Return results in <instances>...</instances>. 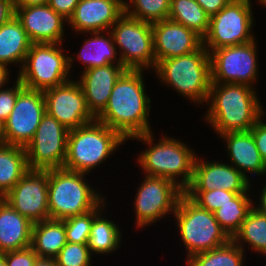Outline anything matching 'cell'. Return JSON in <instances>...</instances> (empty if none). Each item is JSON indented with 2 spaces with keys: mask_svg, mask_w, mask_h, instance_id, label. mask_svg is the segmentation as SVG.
<instances>
[{
  "mask_svg": "<svg viewBox=\"0 0 266 266\" xmlns=\"http://www.w3.org/2000/svg\"><path fill=\"white\" fill-rule=\"evenodd\" d=\"M144 70L126 69L116 81L104 110L96 117L127 141L150 133L151 98L146 92Z\"/></svg>",
  "mask_w": 266,
  "mask_h": 266,
  "instance_id": "cell-1",
  "label": "cell"
},
{
  "mask_svg": "<svg viewBox=\"0 0 266 266\" xmlns=\"http://www.w3.org/2000/svg\"><path fill=\"white\" fill-rule=\"evenodd\" d=\"M205 105L203 120L218 136L248 131L266 113L256 88L246 84L211 83Z\"/></svg>",
  "mask_w": 266,
  "mask_h": 266,
  "instance_id": "cell-2",
  "label": "cell"
},
{
  "mask_svg": "<svg viewBox=\"0 0 266 266\" xmlns=\"http://www.w3.org/2000/svg\"><path fill=\"white\" fill-rule=\"evenodd\" d=\"M154 136L151 131L130 138L146 145V148L138 153L137 166L144 175L164 177L185 191L193 179L197 152L177 137L163 134L156 142Z\"/></svg>",
  "mask_w": 266,
  "mask_h": 266,
  "instance_id": "cell-3",
  "label": "cell"
},
{
  "mask_svg": "<svg viewBox=\"0 0 266 266\" xmlns=\"http://www.w3.org/2000/svg\"><path fill=\"white\" fill-rule=\"evenodd\" d=\"M153 71L160 83L172 87L189 103L192 101L197 107L207 103L212 83L211 61L203 45L197 51L157 62Z\"/></svg>",
  "mask_w": 266,
  "mask_h": 266,
  "instance_id": "cell-4",
  "label": "cell"
},
{
  "mask_svg": "<svg viewBox=\"0 0 266 266\" xmlns=\"http://www.w3.org/2000/svg\"><path fill=\"white\" fill-rule=\"evenodd\" d=\"M87 173L56 168L48 170V210L50 219L64 220L97 208L105 196L86 182ZM98 191V192H97Z\"/></svg>",
  "mask_w": 266,
  "mask_h": 266,
  "instance_id": "cell-5",
  "label": "cell"
},
{
  "mask_svg": "<svg viewBox=\"0 0 266 266\" xmlns=\"http://www.w3.org/2000/svg\"><path fill=\"white\" fill-rule=\"evenodd\" d=\"M126 141L118 131L98 120L71 129L63 168L87 173L89 176L93 169L101 167Z\"/></svg>",
  "mask_w": 266,
  "mask_h": 266,
  "instance_id": "cell-6",
  "label": "cell"
},
{
  "mask_svg": "<svg viewBox=\"0 0 266 266\" xmlns=\"http://www.w3.org/2000/svg\"><path fill=\"white\" fill-rule=\"evenodd\" d=\"M173 215L187 259L216 249L231 240L215 219L214 213L200 208L185 194L179 198Z\"/></svg>",
  "mask_w": 266,
  "mask_h": 266,
  "instance_id": "cell-7",
  "label": "cell"
},
{
  "mask_svg": "<svg viewBox=\"0 0 266 266\" xmlns=\"http://www.w3.org/2000/svg\"><path fill=\"white\" fill-rule=\"evenodd\" d=\"M63 43H32L17 78L25 88L46 91L72 78ZM64 49V50H63Z\"/></svg>",
  "mask_w": 266,
  "mask_h": 266,
  "instance_id": "cell-8",
  "label": "cell"
},
{
  "mask_svg": "<svg viewBox=\"0 0 266 266\" xmlns=\"http://www.w3.org/2000/svg\"><path fill=\"white\" fill-rule=\"evenodd\" d=\"M251 0H231L218 13L210 16L209 27L202 39L204 48L212 50L242 45L255 40Z\"/></svg>",
  "mask_w": 266,
  "mask_h": 266,
  "instance_id": "cell-9",
  "label": "cell"
},
{
  "mask_svg": "<svg viewBox=\"0 0 266 266\" xmlns=\"http://www.w3.org/2000/svg\"><path fill=\"white\" fill-rule=\"evenodd\" d=\"M122 65L130 70L152 71L156 65L152 24L138 20L125 12L111 27Z\"/></svg>",
  "mask_w": 266,
  "mask_h": 266,
  "instance_id": "cell-10",
  "label": "cell"
},
{
  "mask_svg": "<svg viewBox=\"0 0 266 266\" xmlns=\"http://www.w3.org/2000/svg\"><path fill=\"white\" fill-rule=\"evenodd\" d=\"M133 207L135 226L149 228L157 221L167 219L175 213L179 198L184 191L174 182L164 177L144 176L142 183L137 187Z\"/></svg>",
  "mask_w": 266,
  "mask_h": 266,
  "instance_id": "cell-11",
  "label": "cell"
},
{
  "mask_svg": "<svg viewBox=\"0 0 266 266\" xmlns=\"http://www.w3.org/2000/svg\"><path fill=\"white\" fill-rule=\"evenodd\" d=\"M257 40L242 45L222 47L212 50V83L246 84L256 88L259 78Z\"/></svg>",
  "mask_w": 266,
  "mask_h": 266,
  "instance_id": "cell-12",
  "label": "cell"
},
{
  "mask_svg": "<svg viewBox=\"0 0 266 266\" xmlns=\"http://www.w3.org/2000/svg\"><path fill=\"white\" fill-rule=\"evenodd\" d=\"M69 129L45 113L32 141L25 147L31 170L62 168L67 156Z\"/></svg>",
  "mask_w": 266,
  "mask_h": 266,
  "instance_id": "cell-13",
  "label": "cell"
},
{
  "mask_svg": "<svg viewBox=\"0 0 266 266\" xmlns=\"http://www.w3.org/2000/svg\"><path fill=\"white\" fill-rule=\"evenodd\" d=\"M45 113L43 92L24 88L18 94L16 104L4 123L7 145L25 148L32 141Z\"/></svg>",
  "mask_w": 266,
  "mask_h": 266,
  "instance_id": "cell-14",
  "label": "cell"
},
{
  "mask_svg": "<svg viewBox=\"0 0 266 266\" xmlns=\"http://www.w3.org/2000/svg\"><path fill=\"white\" fill-rule=\"evenodd\" d=\"M43 95L46 113L69 130L96 120V117L88 109L79 82L74 78L62 85L43 91Z\"/></svg>",
  "mask_w": 266,
  "mask_h": 266,
  "instance_id": "cell-15",
  "label": "cell"
},
{
  "mask_svg": "<svg viewBox=\"0 0 266 266\" xmlns=\"http://www.w3.org/2000/svg\"><path fill=\"white\" fill-rule=\"evenodd\" d=\"M3 199L33 224L50 219L48 170L29 169Z\"/></svg>",
  "mask_w": 266,
  "mask_h": 266,
  "instance_id": "cell-16",
  "label": "cell"
},
{
  "mask_svg": "<svg viewBox=\"0 0 266 266\" xmlns=\"http://www.w3.org/2000/svg\"><path fill=\"white\" fill-rule=\"evenodd\" d=\"M228 163V164H227ZM250 181L228 161H209L197 156L190 186L185 191H211L215 189L230 192L249 193Z\"/></svg>",
  "mask_w": 266,
  "mask_h": 266,
  "instance_id": "cell-17",
  "label": "cell"
},
{
  "mask_svg": "<svg viewBox=\"0 0 266 266\" xmlns=\"http://www.w3.org/2000/svg\"><path fill=\"white\" fill-rule=\"evenodd\" d=\"M124 13V0H80L67 21L70 29L81 35L110 31Z\"/></svg>",
  "mask_w": 266,
  "mask_h": 266,
  "instance_id": "cell-18",
  "label": "cell"
},
{
  "mask_svg": "<svg viewBox=\"0 0 266 266\" xmlns=\"http://www.w3.org/2000/svg\"><path fill=\"white\" fill-rule=\"evenodd\" d=\"M15 15L32 43H64L67 20L48 4L15 7Z\"/></svg>",
  "mask_w": 266,
  "mask_h": 266,
  "instance_id": "cell-19",
  "label": "cell"
},
{
  "mask_svg": "<svg viewBox=\"0 0 266 266\" xmlns=\"http://www.w3.org/2000/svg\"><path fill=\"white\" fill-rule=\"evenodd\" d=\"M156 63L197 51L202 38L184 25L165 19L152 24Z\"/></svg>",
  "mask_w": 266,
  "mask_h": 266,
  "instance_id": "cell-20",
  "label": "cell"
},
{
  "mask_svg": "<svg viewBox=\"0 0 266 266\" xmlns=\"http://www.w3.org/2000/svg\"><path fill=\"white\" fill-rule=\"evenodd\" d=\"M126 68L122 64H108L90 68L79 74V82L90 112L97 117L106 107L112 89Z\"/></svg>",
  "mask_w": 266,
  "mask_h": 266,
  "instance_id": "cell-21",
  "label": "cell"
},
{
  "mask_svg": "<svg viewBox=\"0 0 266 266\" xmlns=\"http://www.w3.org/2000/svg\"><path fill=\"white\" fill-rule=\"evenodd\" d=\"M226 145L227 158L238 171H240L250 182L247 175L263 177L266 175V164L261 158L260 152L256 147L255 140L250 130L231 131L218 136Z\"/></svg>",
  "mask_w": 266,
  "mask_h": 266,
  "instance_id": "cell-22",
  "label": "cell"
},
{
  "mask_svg": "<svg viewBox=\"0 0 266 266\" xmlns=\"http://www.w3.org/2000/svg\"><path fill=\"white\" fill-rule=\"evenodd\" d=\"M88 39H83L84 43L79 52L74 56L70 55L69 70L73 68V63L78 59L83 65L84 72L90 68L105 66L108 64H122L114 44V39L110 31L86 33ZM76 58V59H75Z\"/></svg>",
  "mask_w": 266,
  "mask_h": 266,
  "instance_id": "cell-23",
  "label": "cell"
},
{
  "mask_svg": "<svg viewBox=\"0 0 266 266\" xmlns=\"http://www.w3.org/2000/svg\"><path fill=\"white\" fill-rule=\"evenodd\" d=\"M33 223L0 198V254L31 246Z\"/></svg>",
  "mask_w": 266,
  "mask_h": 266,
  "instance_id": "cell-24",
  "label": "cell"
},
{
  "mask_svg": "<svg viewBox=\"0 0 266 266\" xmlns=\"http://www.w3.org/2000/svg\"><path fill=\"white\" fill-rule=\"evenodd\" d=\"M32 42L29 40L20 20L14 15L0 25V65L9 70V66L19 65L21 70Z\"/></svg>",
  "mask_w": 266,
  "mask_h": 266,
  "instance_id": "cell-25",
  "label": "cell"
},
{
  "mask_svg": "<svg viewBox=\"0 0 266 266\" xmlns=\"http://www.w3.org/2000/svg\"><path fill=\"white\" fill-rule=\"evenodd\" d=\"M66 243L63 220L47 219L33 224L31 247L39 258H55Z\"/></svg>",
  "mask_w": 266,
  "mask_h": 266,
  "instance_id": "cell-26",
  "label": "cell"
},
{
  "mask_svg": "<svg viewBox=\"0 0 266 266\" xmlns=\"http://www.w3.org/2000/svg\"><path fill=\"white\" fill-rule=\"evenodd\" d=\"M102 210L94 219L91 225L88 248L91 254L111 255L120 248L122 242V230L119 224L105 217ZM94 253V254H93Z\"/></svg>",
  "mask_w": 266,
  "mask_h": 266,
  "instance_id": "cell-27",
  "label": "cell"
},
{
  "mask_svg": "<svg viewBox=\"0 0 266 266\" xmlns=\"http://www.w3.org/2000/svg\"><path fill=\"white\" fill-rule=\"evenodd\" d=\"M28 170L25 148L13 145L0 147V198H3Z\"/></svg>",
  "mask_w": 266,
  "mask_h": 266,
  "instance_id": "cell-28",
  "label": "cell"
},
{
  "mask_svg": "<svg viewBox=\"0 0 266 266\" xmlns=\"http://www.w3.org/2000/svg\"><path fill=\"white\" fill-rule=\"evenodd\" d=\"M232 240L244 251L250 247L253 253L266 256V215L253 207Z\"/></svg>",
  "mask_w": 266,
  "mask_h": 266,
  "instance_id": "cell-29",
  "label": "cell"
},
{
  "mask_svg": "<svg viewBox=\"0 0 266 266\" xmlns=\"http://www.w3.org/2000/svg\"><path fill=\"white\" fill-rule=\"evenodd\" d=\"M209 18L196 0H170L168 19L184 25L202 39L208 31Z\"/></svg>",
  "mask_w": 266,
  "mask_h": 266,
  "instance_id": "cell-30",
  "label": "cell"
},
{
  "mask_svg": "<svg viewBox=\"0 0 266 266\" xmlns=\"http://www.w3.org/2000/svg\"><path fill=\"white\" fill-rule=\"evenodd\" d=\"M251 196L249 193H238L213 212L215 219L231 239L239 231L242 222L253 208L254 199Z\"/></svg>",
  "mask_w": 266,
  "mask_h": 266,
  "instance_id": "cell-31",
  "label": "cell"
},
{
  "mask_svg": "<svg viewBox=\"0 0 266 266\" xmlns=\"http://www.w3.org/2000/svg\"><path fill=\"white\" fill-rule=\"evenodd\" d=\"M245 251L232 239L225 245L185 260L186 266H244Z\"/></svg>",
  "mask_w": 266,
  "mask_h": 266,
  "instance_id": "cell-32",
  "label": "cell"
},
{
  "mask_svg": "<svg viewBox=\"0 0 266 266\" xmlns=\"http://www.w3.org/2000/svg\"><path fill=\"white\" fill-rule=\"evenodd\" d=\"M170 0H124V12L148 23L169 18Z\"/></svg>",
  "mask_w": 266,
  "mask_h": 266,
  "instance_id": "cell-33",
  "label": "cell"
},
{
  "mask_svg": "<svg viewBox=\"0 0 266 266\" xmlns=\"http://www.w3.org/2000/svg\"><path fill=\"white\" fill-rule=\"evenodd\" d=\"M105 199L94 210L78 216L64 219L66 240L76 244H88L93 219L103 210L107 209Z\"/></svg>",
  "mask_w": 266,
  "mask_h": 266,
  "instance_id": "cell-34",
  "label": "cell"
},
{
  "mask_svg": "<svg viewBox=\"0 0 266 266\" xmlns=\"http://www.w3.org/2000/svg\"><path fill=\"white\" fill-rule=\"evenodd\" d=\"M184 194L200 208L212 213L237 195L236 192L218 188L211 191H184Z\"/></svg>",
  "mask_w": 266,
  "mask_h": 266,
  "instance_id": "cell-35",
  "label": "cell"
},
{
  "mask_svg": "<svg viewBox=\"0 0 266 266\" xmlns=\"http://www.w3.org/2000/svg\"><path fill=\"white\" fill-rule=\"evenodd\" d=\"M92 256L87 244L67 242L54 259L57 266H92Z\"/></svg>",
  "mask_w": 266,
  "mask_h": 266,
  "instance_id": "cell-36",
  "label": "cell"
},
{
  "mask_svg": "<svg viewBox=\"0 0 266 266\" xmlns=\"http://www.w3.org/2000/svg\"><path fill=\"white\" fill-rule=\"evenodd\" d=\"M24 88L25 87L18 78L15 79V83L12 86H9L8 88H0V121L3 124L7 121L10 113L12 112L16 104L18 94Z\"/></svg>",
  "mask_w": 266,
  "mask_h": 266,
  "instance_id": "cell-37",
  "label": "cell"
},
{
  "mask_svg": "<svg viewBox=\"0 0 266 266\" xmlns=\"http://www.w3.org/2000/svg\"><path fill=\"white\" fill-rule=\"evenodd\" d=\"M1 255L4 257L6 266H34L38 258L31 246L20 250L9 251Z\"/></svg>",
  "mask_w": 266,
  "mask_h": 266,
  "instance_id": "cell-38",
  "label": "cell"
},
{
  "mask_svg": "<svg viewBox=\"0 0 266 266\" xmlns=\"http://www.w3.org/2000/svg\"><path fill=\"white\" fill-rule=\"evenodd\" d=\"M265 114L251 127L250 132L255 140L261 158L266 164V120Z\"/></svg>",
  "mask_w": 266,
  "mask_h": 266,
  "instance_id": "cell-39",
  "label": "cell"
},
{
  "mask_svg": "<svg viewBox=\"0 0 266 266\" xmlns=\"http://www.w3.org/2000/svg\"><path fill=\"white\" fill-rule=\"evenodd\" d=\"M80 0H49L48 5L67 21L72 16Z\"/></svg>",
  "mask_w": 266,
  "mask_h": 266,
  "instance_id": "cell-40",
  "label": "cell"
},
{
  "mask_svg": "<svg viewBox=\"0 0 266 266\" xmlns=\"http://www.w3.org/2000/svg\"><path fill=\"white\" fill-rule=\"evenodd\" d=\"M231 0H196L203 10L212 16L223 9Z\"/></svg>",
  "mask_w": 266,
  "mask_h": 266,
  "instance_id": "cell-41",
  "label": "cell"
},
{
  "mask_svg": "<svg viewBox=\"0 0 266 266\" xmlns=\"http://www.w3.org/2000/svg\"><path fill=\"white\" fill-rule=\"evenodd\" d=\"M15 15L13 0H0V25L9 21Z\"/></svg>",
  "mask_w": 266,
  "mask_h": 266,
  "instance_id": "cell-42",
  "label": "cell"
},
{
  "mask_svg": "<svg viewBox=\"0 0 266 266\" xmlns=\"http://www.w3.org/2000/svg\"><path fill=\"white\" fill-rule=\"evenodd\" d=\"M265 185H263L261 192L259 193V198H257L259 201L257 202L254 201L253 203V207L258 210L260 213L265 214L266 215V182L264 183ZM257 202V203H256Z\"/></svg>",
  "mask_w": 266,
  "mask_h": 266,
  "instance_id": "cell-43",
  "label": "cell"
},
{
  "mask_svg": "<svg viewBox=\"0 0 266 266\" xmlns=\"http://www.w3.org/2000/svg\"><path fill=\"white\" fill-rule=\"evenodd\" d=\"M14 7L47 5L49 0H13Z\"/></svg>",
  "mask_w": 266,
  "mask_h": 266,
  "instance_id": "cell-44",
  "label": "cell"
},
{
  "mask_svg": "<svg viewBox=\"0 0 266 266\" xmlns=\"http://www.w3.org/2000/svg\"><path fill=\"white\" fill-rule=\"evenodd\" d=\"M11 70H8L4 66L0 65V84H9L11 80L10 79V72Z\"/></svg>",
  "mask_w": 266,
  "mask_h": 266,
  "instance_id": "cell-45",
  "label": "cell"
},
{
  "mask_svg": "<svg viewBox=\"0 0 266 266\" xmlns=\"http://www.w3.org/2000/svg\"><path fill=\"white\" fill-rule=\"evenodd\" d=\"M34 266H57L54 258H37Z\"/></svg>",
  "mask_w": 266,
  "mask_h": 266,
  "instance_id": "cell-46",
  "label": "cell"
},
{
  "mask_svg": "<svg viewBox=\"0 0 266 266\" xmlns=\"http://www.w3.org/2000/svg\"><path fill=\"white\" fill-rule=\"evenodd\" d=\"M7 145L4 133V124L0 121V147Z\"/></svg>",
  "mask_w": 266,
  "mask_h": 266,
  "instance_id": "cell-47",
  "label": "cell"
},
{
  "mask_svg": "<svg viewBox=\"0 0 266 266\" xmlns=\"http://www.w3.org/2000/svg\"><path fill=\"white\" fill-rule=\"evenodd\" d=\"M0 266H6L4 257L0 254Z\"/></svg>",
  "mask_w": 266,
  "mask_h": 266,
  "instance_id": "cell-48",
  "label": "cell"
},
{
  "mask_svg": "<svg viewBox=\"0 0 266 266\" xmlns=\"http://www.w3.org/2000/svg\"><path fill=\"white\" fill-rule=\"evenodd\" d=\"M258 1L257 3H259V5L266 7V0H256Z\"/></svg>",
  "mask_w": 266,
  "mask_h": 266,
  "instance_id": "cell-49",
  "label": "cell"
},
{
  "mask_svg": "<svg viewBox=\"0 0 266 266\" xmlns=\"http://www.w3.org/2000/svg\"><path fill=\"white\" fill-rule=\"evenodd\" d=\"M8 84H0V88H3L4 86L6 87Z\"/></svg>",
  "mask_w": 266,
  "mask_h": 266,
  "instance_id": "cell-50",
  "label": "cell"
}]
</instances>
